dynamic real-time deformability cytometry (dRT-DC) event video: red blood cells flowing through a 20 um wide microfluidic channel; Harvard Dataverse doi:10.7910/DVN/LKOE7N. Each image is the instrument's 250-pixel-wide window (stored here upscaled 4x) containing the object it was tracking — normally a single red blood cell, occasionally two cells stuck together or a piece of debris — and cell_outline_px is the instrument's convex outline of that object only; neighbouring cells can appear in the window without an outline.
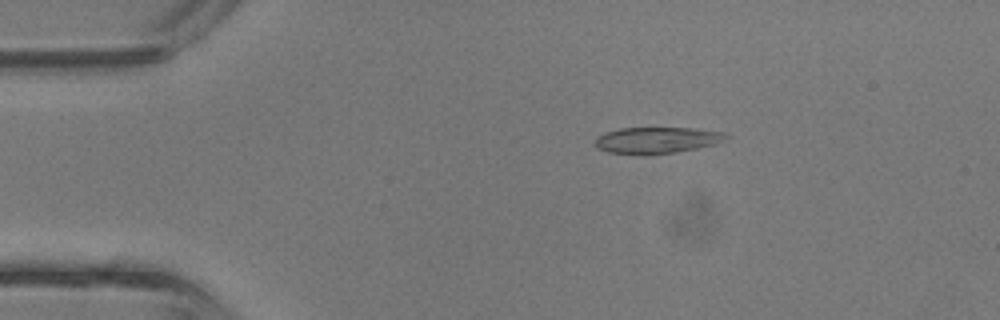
{"species": "common noctule bat (a hibernating species)", "species_latin": "Nyctalus noctula", "temperature_condition": "room temperature", "stored_images_in_passage": 35, "camera_frame_rate_fps": 3000, "um_per_image_px": 0.085, "animal": {"sex": "male", "body_mass_g": 13.3}, "frame": {"image": 1, "passage_image": 1, "time_ms": 0.0, "image_size_px": [1000, 320], "cell_outline_px": [[732, 136], [716, 144], [676, 152], [608, 152], [596, 148], [596, 136], [604, 132], [620, 128], [692, 128], [724, 132]], "centroid_in_image_um": [55.88, 11.87], "position_along_channel_um": 29.1, "area_um2": 19.48}}
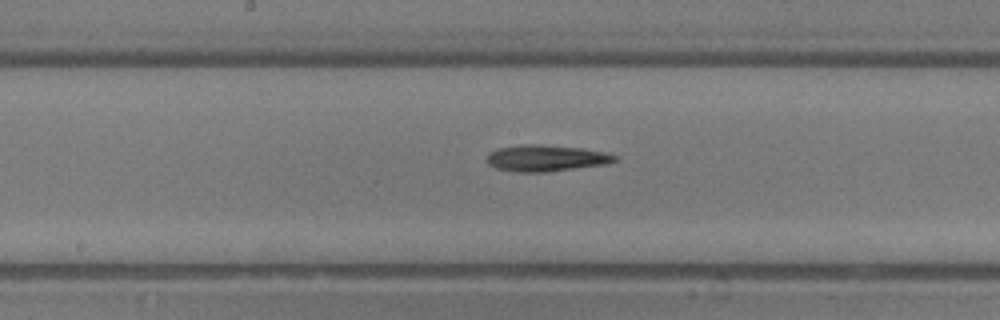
{"frame": {"image": 2, "passage_image": 15, "time_ms": 4.667, "image_size_px": [1000, 320], "cell_outline_px": [[620, 160], [608, 164], [548, 172], [516, 172], [496, 168], [488, 164], [484, 160], [488, 152], [496, 148], [520, 144], [540, 144], [584, 148], [608, 152], [620, 156]], "centroid_in_image_um": [46.45, 13.43], "position_along_channel_um": 201.8, "area_um2": 20.4}}
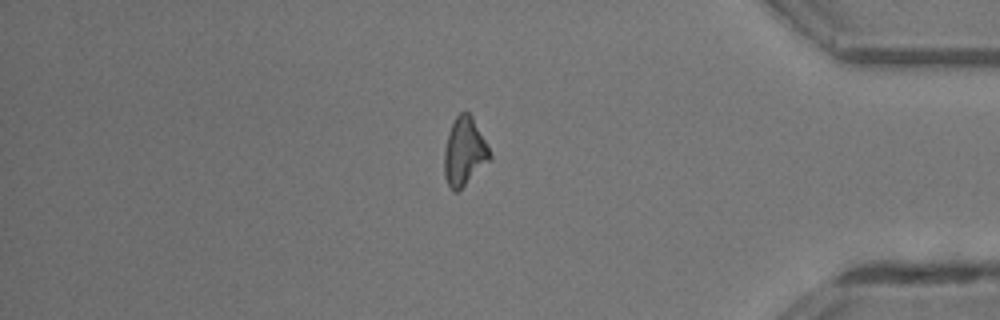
{"frame": {"image": 3, "passage_image": 29, "time_ms": 9.333, "image_size_px": [1000, 320], "cell_outline_px": [[492, 160], [456, 192], [452, 192], [444, 176], [444, 148], [448, 132], [456, 116], [460, 112], [468, 112], [472, 116], [492, 156]], "centroid_in_image_um": [39.46, 12.91], "position_along_channel_um": 395.7, "area_um2": 18.03}, "authors_computed_cell_mechanics": {"area_um2": 18.6694, "velocity_mm_per_s": 4.8533, "shape_relaxation_time_tau1_ms": 6.5937, "shape_relaxation_time_tau2_ms": null, "deformation_change_tau1": 0.1929, "deformation_change_tau2": null}}